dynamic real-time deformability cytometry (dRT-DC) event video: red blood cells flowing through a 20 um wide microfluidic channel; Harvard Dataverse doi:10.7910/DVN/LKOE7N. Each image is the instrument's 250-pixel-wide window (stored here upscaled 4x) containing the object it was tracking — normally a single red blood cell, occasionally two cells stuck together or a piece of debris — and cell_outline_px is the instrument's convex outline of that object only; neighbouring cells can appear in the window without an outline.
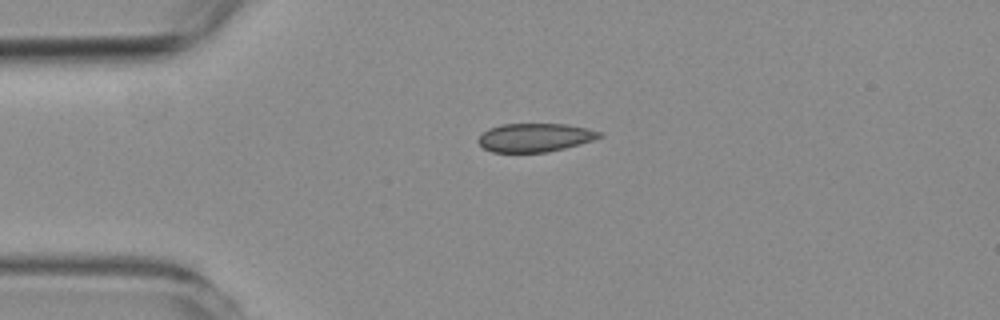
{"species": "common noctule bat (a hibernating species)", "species_latin": "Nyctalus noctula", "temperature_condition": "room temperature", "stored_images_in_passage": 34, "camera_frame_rate_fps": 3000, "um_per_image_px": 0.085, "animal": {"sex": "female", "body_mass_g": 19.3, "forearm_length_mm": 54.1}, "frame": {"image": 1, "passage_image": 1, "time_ms": 0.0, "image_size_px": [1000, 320], "cell_outline_px": [[604, 136], [580, 144], [548, 152], [492, 152], [484, 148], [476, 140], [488, 128], [500, 124], [564, 124], [584, 128], [600, 132]], "centroid_in_image_um": [45.43, 11.69], "position_along_channel_um": 39.6, "area_um2": 20.0}}
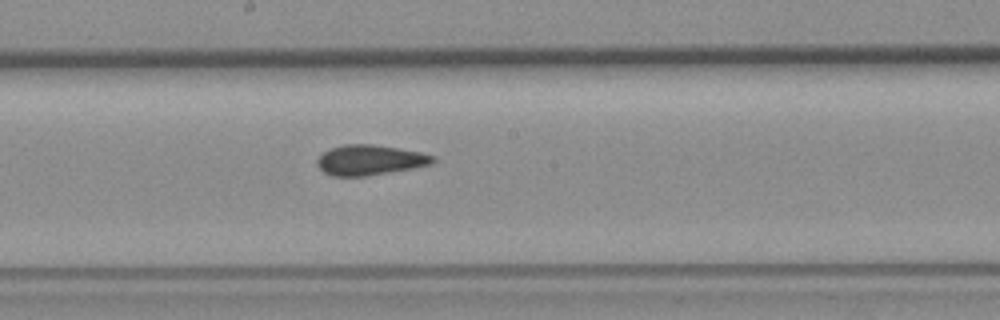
{"frame": {"image": 2, "passage_image": 18, "time_ms": 5.667, "image_size_px": [1000, 320], "cell_outline_px": [[436, 160], [432, 164], [412, 168], [364, 176], [332, 176], [324, 172], [316, 164], [316, 160], [324, 152], [332, 148], [344, 144], [372, 144], [420, 152], [436, 156]], "centroid_in_image_um": [31.44, 13.6], "position_along_channel_um": 216.8, "area_um2": 20.17}}
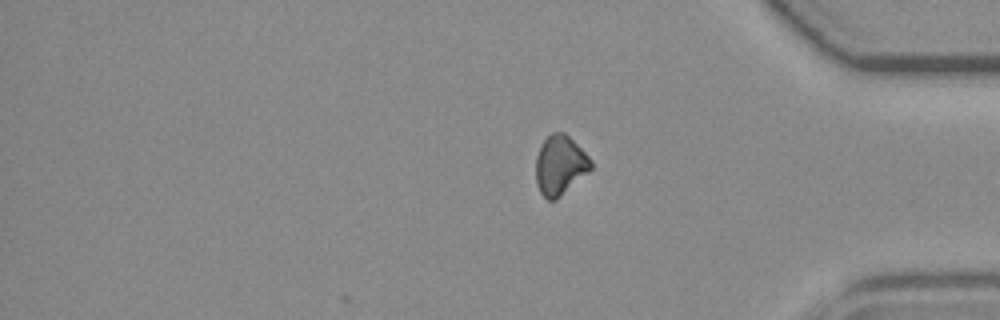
{"frame": {"image": 3, "passage_image": 34, "time_ms": 11.0, "image_size_px": [1000, 320], "cell_outline_px": [[592, 168], [588, 172], [556, 200], [548, 200], [540, 192], [536, 184], [536, 156], [544, 140], [552, 132], [564, 132], [592, 160]], "centroid_in_image_um": [47.59, 14.05], "position_along_channel_um": 387.6, "area_um2": 18.84}, "authors_computed_cell_mechanics": {"area_um2": 20.1722, "velocity_mm_per_s": 3.586, "shape_relaxation_time_tau1_ms": null, "shape_relaxation_time_tau2_ms": 5.9382, "deformation_change_tau1": null, "deformation_change_tau2": 0.0893}}